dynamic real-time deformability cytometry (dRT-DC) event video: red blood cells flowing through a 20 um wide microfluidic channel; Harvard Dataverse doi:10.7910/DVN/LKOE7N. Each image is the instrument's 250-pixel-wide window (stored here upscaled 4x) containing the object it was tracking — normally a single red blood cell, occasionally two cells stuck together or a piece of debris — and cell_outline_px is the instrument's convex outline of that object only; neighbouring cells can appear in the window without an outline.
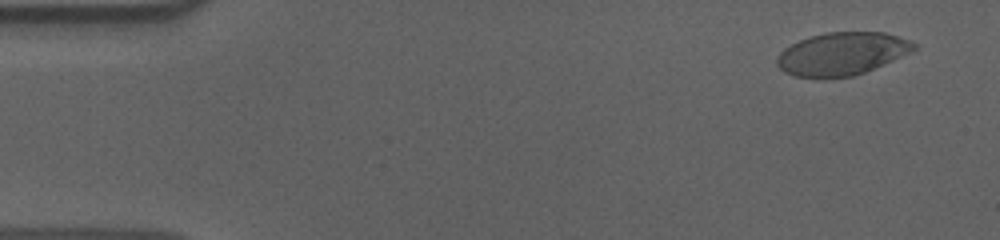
{"species": "human", "species_latin": "Homo sapiens", "temperature_condition": "cold", "stored_images_in_passage": 56, "camera_frame_rate_fps": 3000, "um_per_image_px": 0.085, "donor": {"sex": "male"}, "frame": {"image": 1, "passage_image": 3, "time_ms": 0.667, "image_size_px": [1000, 240], "cell_outline_px": [[920, 44], [912, 52], [864, 72], [852, 76], [796, 76], [784, 72], [776, 64], [776, 56], [784, 48], [800, 40], [812, 36], [828, 32], [884, 32], [912, 40]], "centroid_in_image_um": [71.61, 4.54], "position_along_channel_um": 13.4, "area_um2": 33.81}}
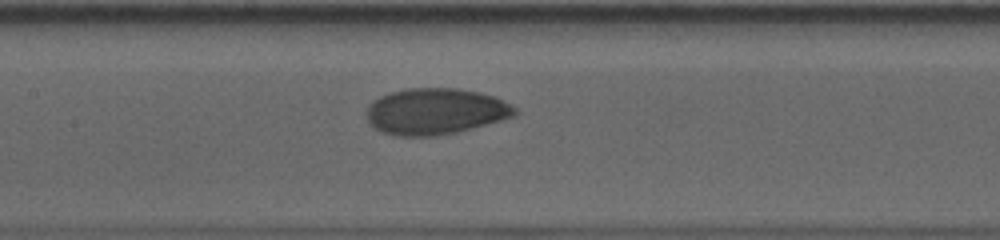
{"frame": {"image": 2, "passage_image": 26, "time_ms": 8.333, "image_size_px": [1000, 240], "cell_outline_px": [[520, 112], [516, 116], [472, 128], [456, 132], [436, 136], [392, 136], [380, 132], [368, 120], [368, 104], [372, 100], [380, 96], [392, 92], [408, 88], [456, 88], [496, 96], [516, 108]], "centroid_in_image_um": [37.03, 9.47], "position_along_channel_um": 170.4, "area_um2": 40.06}}
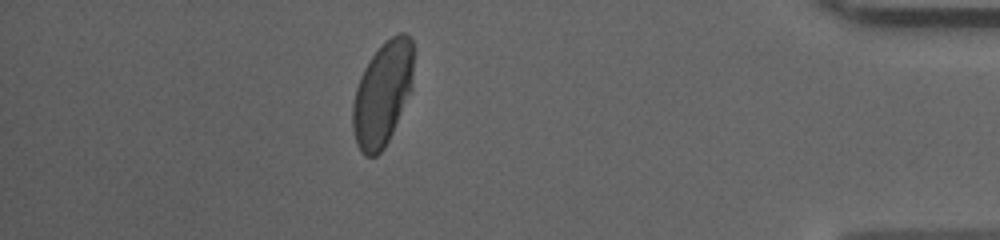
{"frame": {"image": 3, "passage_image": 49, "time_ms": 16.0, "image_size_px": [1000, 240], "cell_outline_px": [[412, 92], [384, 148], [376, 156], [364, 156], [360, 152], [356, 144], [352, 128], [352, 104], [356, 88], [360, 76], [364, 68], [372, 56], [384, 40], [400, 32], [404, 32], [412, 40]], "centroid_in_image_um": [32.5, 7.99], "position_along_channel_um": 402.7, "area_um2": 37.11}, "authors_computed_cell_mechanics": {"area_um2": 38.148, "velocity_mm_per_s": 3.6078, "shape_relaxation_time_tau1_ms": 4.592, "shape_relaxation_time_tau2_ms": 1.3761, "deformation_change_tau1": 0.1494, "deformation_change_tau2": 0.0453}}